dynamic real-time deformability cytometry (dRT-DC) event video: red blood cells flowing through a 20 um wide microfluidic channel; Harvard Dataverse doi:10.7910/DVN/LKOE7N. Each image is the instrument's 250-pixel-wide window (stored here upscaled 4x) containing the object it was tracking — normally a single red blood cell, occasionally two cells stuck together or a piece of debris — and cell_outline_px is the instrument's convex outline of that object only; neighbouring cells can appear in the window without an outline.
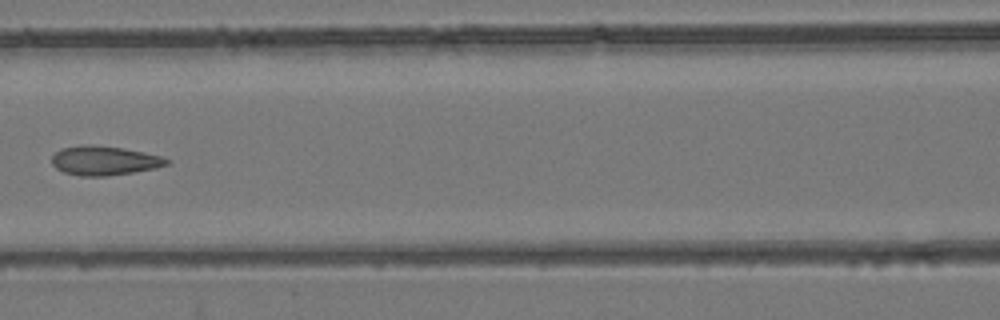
{"species": "common noctule bat (a hibernating species)", "species_latin": "Nyctalus noctula", "temperature_condition": "room temperature", "stored_images_in_passage": 6, "camera_frame_rate_fps": 3000, "um_per_image_px": 0.085, "animal": {"sex": "female", "body_mass_g": 24.6, "forearm_length_mm": 56.2}, "frame": {"image": 1, "passage_image": 6, "time_ms": 6.667, "image_size_px": [1000, 320], "cell_outline_px": [[172, 160], [168, 164], [156, 168], [132, 172], [104, 176], [80, 176], [64, 172], [56, 168], [52, 164], [52, 156], [60, 148], [84, 144], [88, 144], [124, 148], [160, 156]], "centroid_in_image_um": [8.85, 13.64], "position_along_channel_um": 157.8, "area_um2": 19.54}}